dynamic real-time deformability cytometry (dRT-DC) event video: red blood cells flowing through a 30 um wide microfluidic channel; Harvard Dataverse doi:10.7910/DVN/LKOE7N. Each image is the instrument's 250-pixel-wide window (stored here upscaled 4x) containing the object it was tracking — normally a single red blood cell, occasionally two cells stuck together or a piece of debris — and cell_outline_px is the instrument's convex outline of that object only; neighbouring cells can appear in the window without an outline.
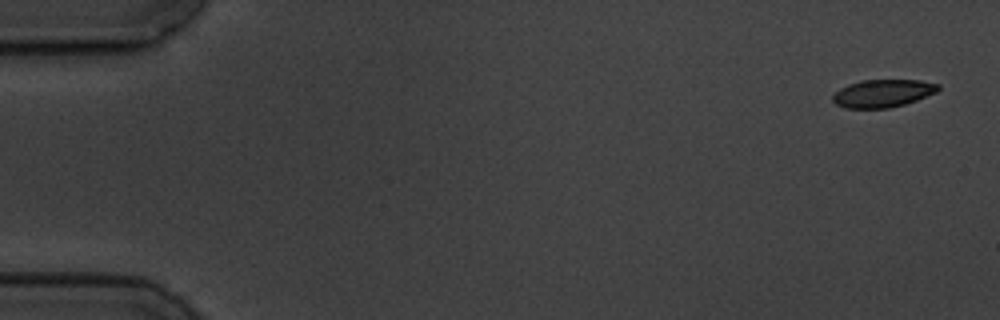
{"species": "common noctule bat (a hibernating species)", "species_latin": "Nyctalus noctula", "temperature_condition": "cold", "stored_images_in_passage": 6, "camera_frame_rate_fps": 3000, "um_per_image_px": 0.085, "animal": {"sex": "male", "body_mass_g": 19.5, "forearm_length_mm": 54.6}, "frame": {"image": 1, "passage_image": 1, "time_ms": 0.0, "image_size_px": [1000, 320], "cell_outline_px": [[940, 88], [936, 92], [916, 100], [904, 104], [888, 108], [844, 108], [836, 104], [832, 100], [832, 96], [840, 88], [848, 84], [860, 80], [920, 80], [940, 84]], "centroid_in_image_um": [75.02, 7.93], "position_along_channel_um": 10.0, "area_um2": 17.05}}
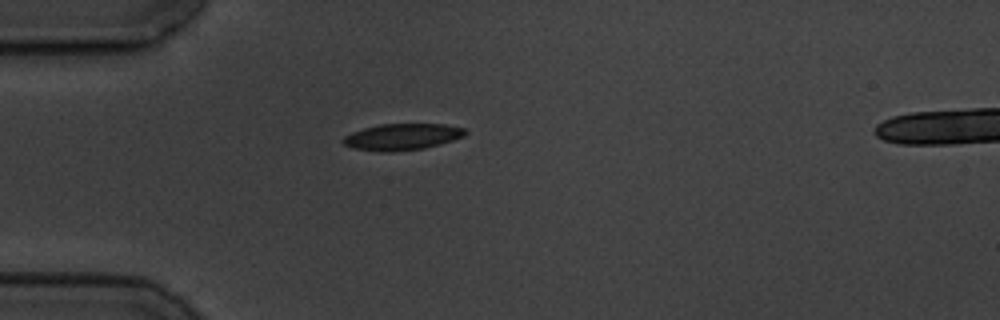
{"frame": {"image": 2, "passage_image": 5, "time_ms": 4.667, "image_size_px": [1000, 320], "cell_outline_px": [[468, 132], [464, 136], [440, 144], [424, 148], [392, 152], [380, 152], [352, 148], [344, 144], [340, 140], [344, 136], [352, 132], [364, 128], [380, 124], [444, 124], [464, 128]], "centroid_in_image_um": [34.16, 11.63], "position_along_channel_um": 50.8, "area_um2": 18.9}}